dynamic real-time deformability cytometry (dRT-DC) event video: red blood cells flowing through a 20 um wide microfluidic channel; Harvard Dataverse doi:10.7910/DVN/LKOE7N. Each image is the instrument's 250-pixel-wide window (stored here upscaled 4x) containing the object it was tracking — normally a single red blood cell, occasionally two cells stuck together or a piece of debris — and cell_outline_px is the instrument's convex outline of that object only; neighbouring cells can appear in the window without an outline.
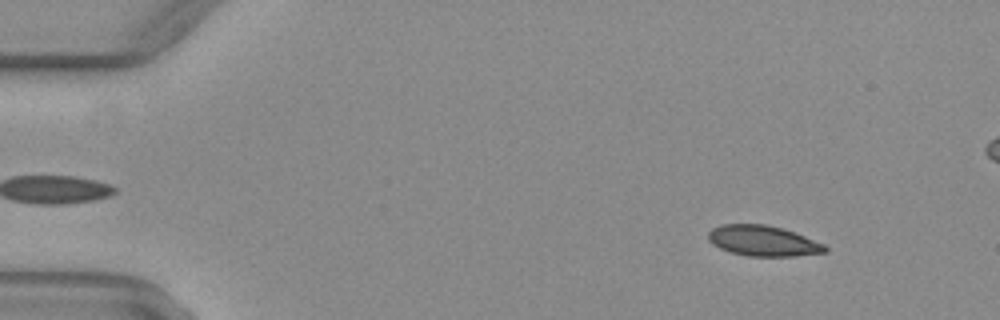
{"species": "common noctule bat (a hibernating species)", "species_latin": "Nyctalus noctula", "temperature_condition": "warm", "stored_images_in_passage": 51, "camera_frame_rate_fps": 3000, "um_per_image_px": 0.085, "animal": {"sex": "female", "body_mass_g": 29.2, "forearm_length_mm": 56.3}, "frame": {"image": 1, "passage_image": 6, "time_ms": 1.667, "image_size_px": [1000, 320], "cell_outline_px": [[828, 252], [796, 256], [748, 256], [732, 252], [720, 248], [712, 244], [708, 240], [708, 232], [712, 228], [720, 224], [764, 224], [784, 228], [824, 244], [828, 248]], "centroid_in_image_um": [64.86, 20.47], "position_along_channel_um": 20.1, "area_um2": 20.87}}
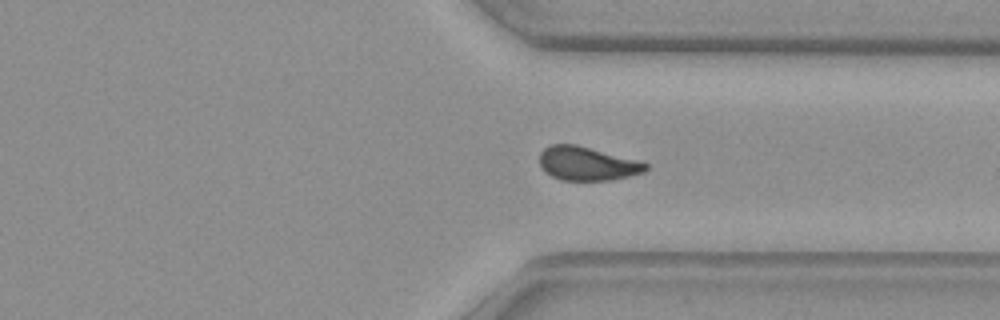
{"frame": {"image": 2, "passage_image": 39, "time_ms": 12.667, "image_size_px": [1000, 320], "cell_outline_px": [[648, 168], [644, 172], [612, 180], [560, 180], [544, 172], [540, 168], [540, 152], [544, 148], [552, 144], [576, 144], [640, 160], [648, 164]], "centroid_in_image_um": [49.91, 13.9], "position_along_channel_um": 361.5, "area_um2": 21.1}}
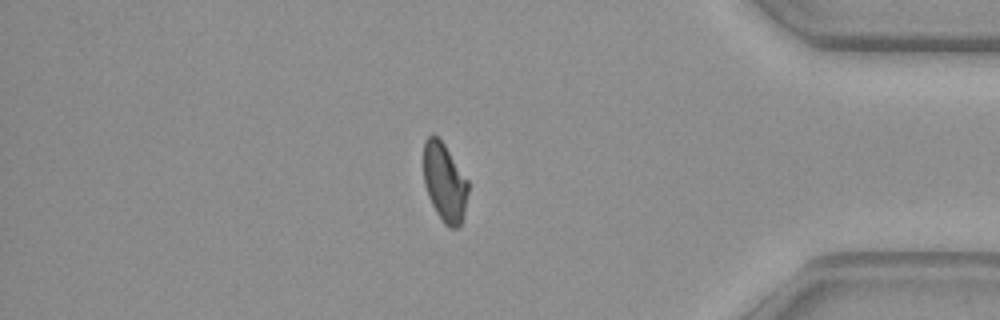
{"frame": {"image": 3, "passage_image": 44, "time_ms": 14.333, "image_size_px": [1000, 320], "cell_outline_px": [[468, 192], [464, 212], [460, 224], [456, 228], [448, 228], [444, 224], [436, 212], [428, 196], [424, 184], [424, 140], [428, 136], [436, 136], [444, 144], [468, 180]], "centroid_in_image_um": [37.78, 15.52], "position_along_channel_um": 397.4, "area_um2": 20.23}}